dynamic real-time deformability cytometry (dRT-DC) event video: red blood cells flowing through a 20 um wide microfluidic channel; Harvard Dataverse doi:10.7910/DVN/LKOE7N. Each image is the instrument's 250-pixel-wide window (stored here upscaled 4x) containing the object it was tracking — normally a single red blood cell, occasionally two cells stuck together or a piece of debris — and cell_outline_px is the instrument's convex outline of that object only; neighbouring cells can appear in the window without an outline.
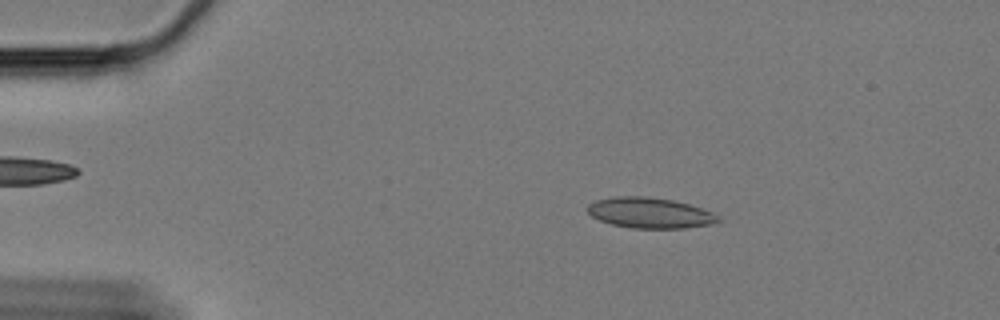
{"species": "Egyptian fruit bat (a non-hibernating species)", "species_latin": "Rousettus aegyptiacus", "temperature_condition": "cold", "stored_images_in_passage": 55, "camera_frame_rate_fps": 3000, "um_per_image_px": 0.085, "animal": {"sex": "female"}, "frame": {"image": 1, "passage_image": 5, "time_ms": 1.333, "image_size_px": [1000, 320], "cell_outline_px": [[724, 220], [716, 224], [684, 228], [632, 228], [612, 224], [600, 220], [592, 216], [588, 212], [588, 204], [596, 200], [612, 196], [648, 196], [672, 200], [688, 204], [712, 212], [720, 216]], "centroid_in_image_um": [55.29, 18.09], "position_along_channel_um": 29.7, "area_um2": 23.47}}
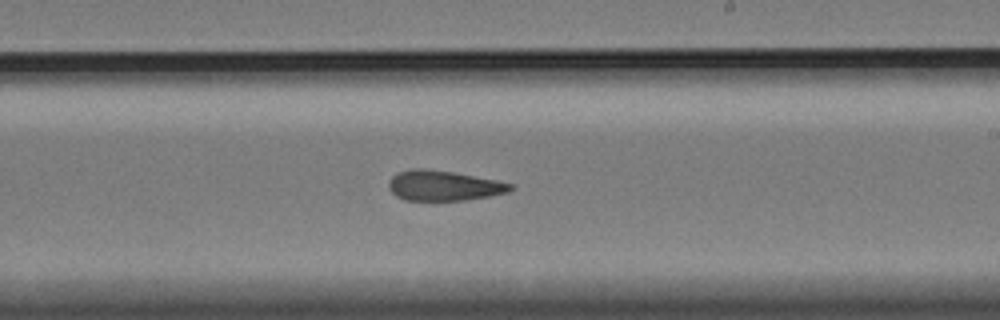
{"frame": {"image": 2, "passage_image": 30, "time_ms": 9.667, "image_size_px": [1000, 320], "cell_outline_px": [[512, 188], [508, 192], [488, 196], [464, 200], [404, 200], [396, 196], [388, 188], [388, 184], [392, 176], [400, 172], [412, 168], [424, 168], [452, 172], [496, 180], [512, 184]], "centroid_in_image_um": [37.67, 15.78], "position_along_channel_um": 251.3, "area_um2": 21.15}}
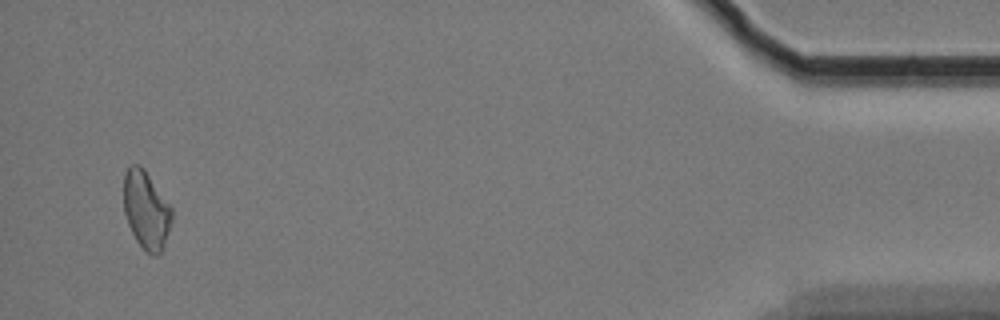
{"frame": {"image": 3, "passage_image": 52, "time_ms": 17.0, "image_size_px": [1000, 320], "cell_outline_px": [[172, 220], [168, 232], [160, 252], [156, 256], [148, 252], [136, 240], [128, 224], [124, 212], [124, 176], [128, 168], [132, 164], [140, 164], [144, 168], [172, 208]], "centroid_in_image_um": [12.42, 17.81], "position_along_channel_um": 422.8, "area_um2": 21.5}, "authors_computed_cell_mechanics": {"area_um2": 22.0218, "velocity_mm_per_s": 3.3471, "shape_relaxation_time_tau1_ms": null, "shape_relaxation_time_tau2_ms": 3.9193, "deformation_change_tau1": null, "deformation_change_tau2": 0.0953}}